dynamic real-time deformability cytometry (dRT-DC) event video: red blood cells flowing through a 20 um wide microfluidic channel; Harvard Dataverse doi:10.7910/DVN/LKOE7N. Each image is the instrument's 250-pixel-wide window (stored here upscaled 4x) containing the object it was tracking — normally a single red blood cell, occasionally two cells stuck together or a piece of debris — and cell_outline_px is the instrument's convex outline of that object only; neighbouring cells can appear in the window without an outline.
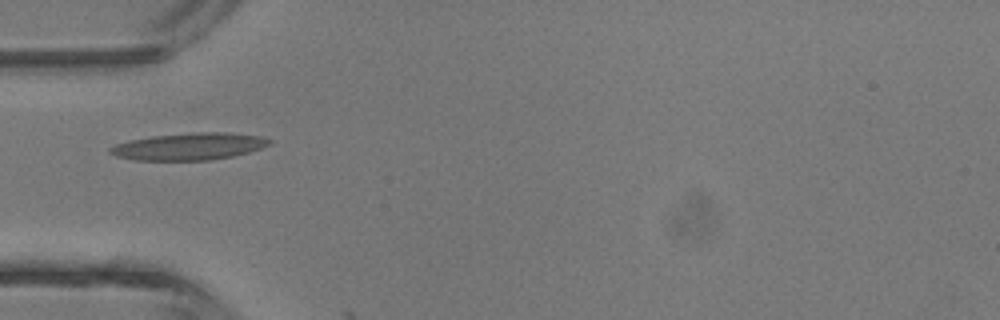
{"species": "common noctule bat (a hibernating species)", "species_latin": "Nyctalus noctula", "temperature_condition": "room temperature", "stored_images_in_passage": 7, "camera_frame_rate_fps": 3000, "um_per_image_px": 0.085, "animal": {"sex": "male", "body_mass_g": 13.3}, "frame": {"image": 1, "passage_image": 5, "time_ms": 5.667, "image_size_px": [1000, 320], "cell_outline_px": [[272, 144], [248, 152], [232, 156], [208, 160], [132, 160], [116, 156], [108, 152], [108, 148], [116, 144], [132, 140], [152, 136], [196, 132], [228, 132], [260, 136], [272, 140]], "centroid_in_image_um": [16.07, 12.44], "position_along_channel_um": 68.9, "area_um2": 25.03}}
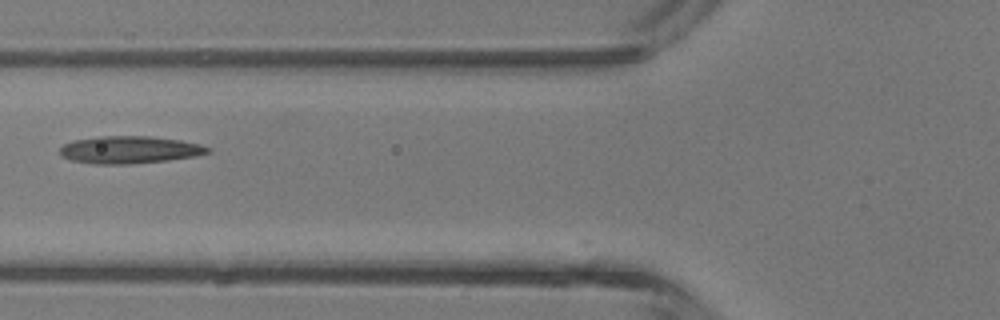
{"frame": {"image": 2, "passage_image": 6, "time_ms": 6.667, "image_size_px": [1000, 320], "cell_outline_px": [[212, 152], [196, 156], [168, 160], [132, 164], [96, 164], [72, 160], [60, 156], [60, 148], [64, 144], [72, 140], [96, 136], [148, 136], [180, 140], [200, 144], [212, 148]], "centroid_in_image_um": [11.02, 12.73], "position_along_channel_um": 114.8, "area_um2": 23.81}}